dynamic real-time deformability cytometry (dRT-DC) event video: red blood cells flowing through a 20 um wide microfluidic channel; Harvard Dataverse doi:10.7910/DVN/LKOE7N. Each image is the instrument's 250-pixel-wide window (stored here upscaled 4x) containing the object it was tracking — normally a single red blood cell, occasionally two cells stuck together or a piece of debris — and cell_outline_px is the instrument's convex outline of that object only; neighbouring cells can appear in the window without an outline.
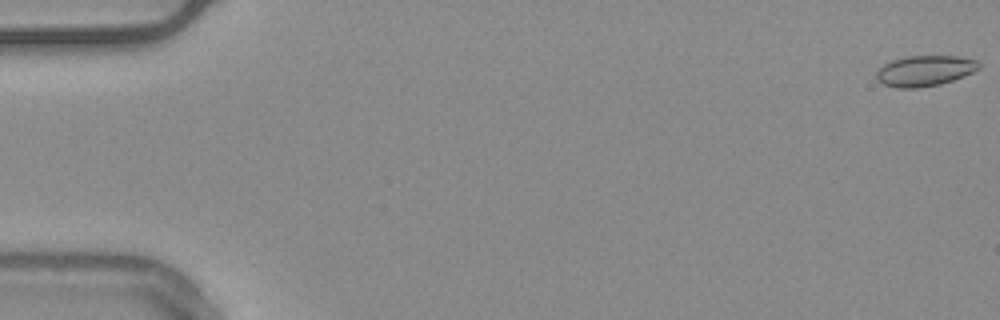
{"species": "common noctule bat (a hibernating species)", "species_latin": "Nyctalus noctula", "temperature_condition": "warm", "stored_images_in_passage": 51, "camera_frame_rate_fps": 3000, "um_per_image_px": 0.085, "animal": {"sex": "male", "body_mass_g": 20.4}, "frame": {"image": 1, "passage_image": 1, "time_ms": 0.0, "image_size_px": [1000, 320], "cell_outline_px": [[980, 68], [964, 76], [940, 84], [916, 88], [896, 88], [884, 84], [876, 80], [876, 72], [884, 64], [892, 60], [904, 56], [956, 56], [976, 60], [980, 64]], "centroid_in_image_um": [78.58, 6.02], "position_along_channel_um": 6.4, "area_um2": 18.26}}
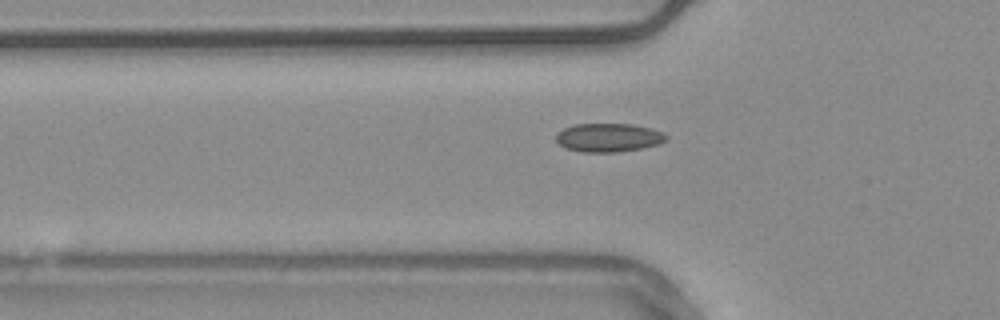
{"frame": {"image": 2, "passage_image": 19, "time_ms": 6.0, "image_size_px": [1000, 320], "cell_outline_px": [[668, 140], [656, 144], [640, 148], [616, 152], [584, 152], [564, 148], [556, 140], [556, 132], [564, 128], [576, 124], [632, 124], [652, 128], [664, 132], [668, 136]], "centroid_in_image_um": [51.73, 11.68], "position_along_channel_um": 74.1, "area_um2": 18.38}}
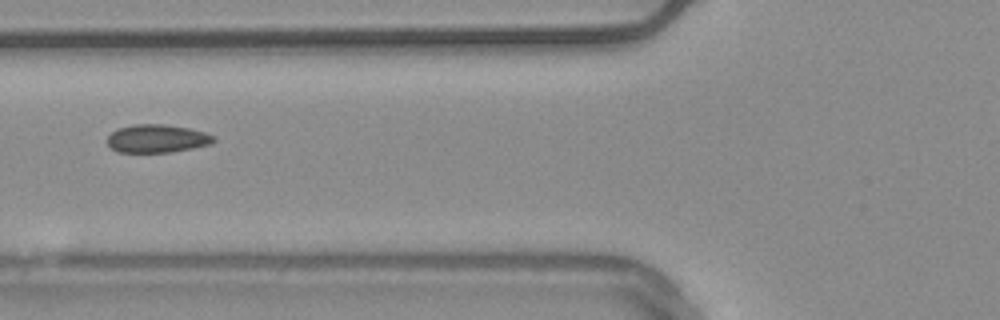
{"frame": {"image": 3, "passage_image": 22, "time_ms": 7.0, "image_size_px": [1000, 320], "cell_outline_px": [[216, 140], [212, 144], [172, 152], [116, 152], [108, 144], [108, 136], [116, 128], [136, 124], [164, 124], [188, 128], [204, 132], [216, 136]], "centroid_in_image_um": [13.37, 11.78], "position_along_channel_um": 112.4, "area_um2": 17.51}}